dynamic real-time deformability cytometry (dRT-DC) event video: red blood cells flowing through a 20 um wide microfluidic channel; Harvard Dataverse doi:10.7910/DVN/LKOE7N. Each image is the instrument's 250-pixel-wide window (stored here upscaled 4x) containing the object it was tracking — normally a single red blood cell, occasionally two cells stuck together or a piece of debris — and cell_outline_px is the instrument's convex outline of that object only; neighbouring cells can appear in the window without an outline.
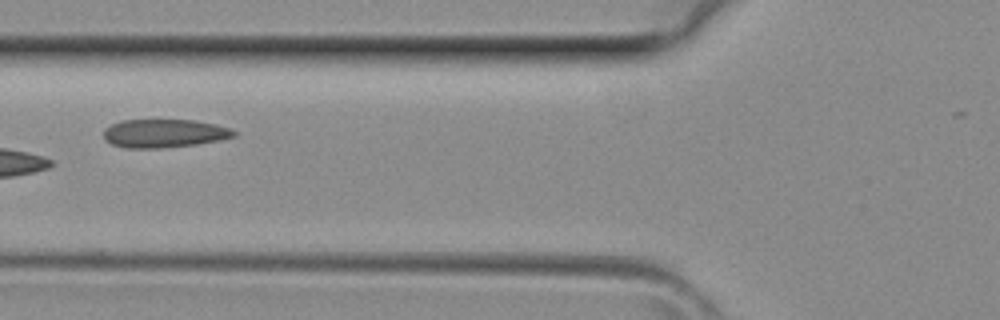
{"species": "common noctule bat (a hibernating species)", "species_latin": "Nyctalus noctula", "temperature_condition": "room temperature", "stored_images_in_passage": 4, "camera_frame_rate_fps": 3000, "um_per_image_px": 0.085, "animal": {"sex": "female", "body_mass_g": 29.2, "forearm_length_mm": 56.3}, "frame": {"image": 1, "passage_image": 4, "time_ms": 1.0, "image_size_px": [1000, 320], "cell_outline_px": [[236, 136], [220, 140], [196, 144], [160, 148], [128, 148], [112, 144], [104, 140], [104, 128], [120, 120], [196, 120], [216, 124], [232, 128], [236, 132]], "centroid_in_image_um": [13.97, 11.33], "position_along_channel_um": 111.8, "area_um2": 21.68}}